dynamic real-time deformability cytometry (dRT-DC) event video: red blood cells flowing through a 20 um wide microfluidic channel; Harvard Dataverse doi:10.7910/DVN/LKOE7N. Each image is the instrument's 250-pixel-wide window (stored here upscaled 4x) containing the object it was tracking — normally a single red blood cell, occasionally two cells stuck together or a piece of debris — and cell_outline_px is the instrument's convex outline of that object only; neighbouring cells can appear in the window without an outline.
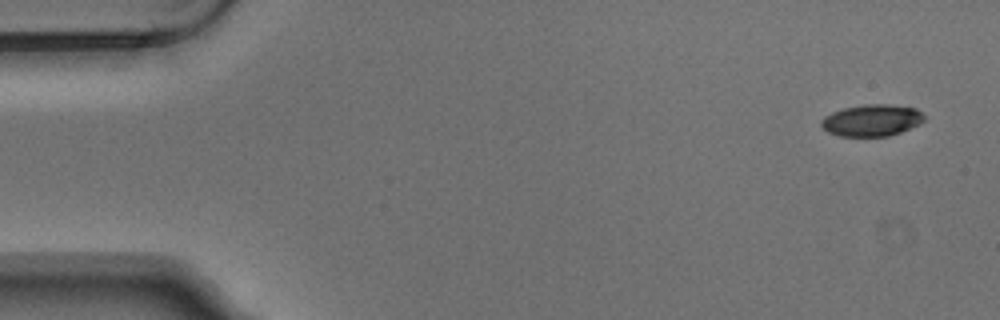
{"species": "Egyptian fruit bat (a non-hibernating species)", "species_latin": "Rousettus aegyptiacus", "temperature_condition": "warm", "stored_images_in_passage": 7, "camera_frame_rate_fps": 3000, "um_per_image_px": 0.085, "animal": {"sex": "male"}, "frame": {"image": 1, "passage_image": 1, "time_ms": 0.0, "image_size_px": [1000, 320], "cell_outline_px": [[924, 120], [920, 124], [900, 132], [888, 136], [840, 136], [828, 132], [820, 124], [820, 120], [824, 116], [832, 112], [844, 108], [864, 104], [892, 104], [916, 108], [924, 116]], "centroid_in_image_um": [74.09, 10.22], "position_along_channel_um": 10.9, "area_um2": 19.07}}
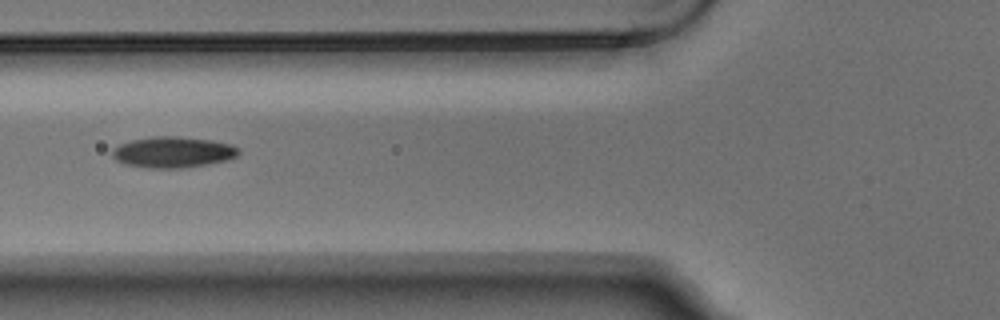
{"frame": {"image": 2, "passage_image": 6, "time_ms": 1.667, "image_size_px": [1000, 320], "cell_outline_px": [[240, 152], [236, 156], [228, 160], [208, 164], [180, 168], [148, 168], [124, 164], [116, 160], [112, 156], [112, 148], [120, 144], [132, 140], [152, 136], [176, 136], [212, 140], [232, 144], [240, 148]], "centroid_in_image_um": [14.71, 12.93], "position_along_channel_um": 111.1, "area_um2": 23.0}}
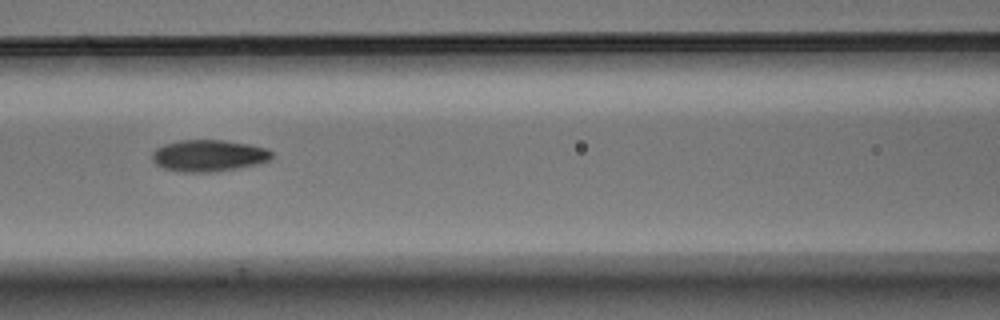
{"frame": {"image": 3, "passage_image": 7, "time_ms": 2.0, "image_size_px": [1000, 320], "cell_outline_px": [[272, 160], [260, 164], [212, 172], [180, 172], [164, 168], [156, 164], [152, 160], [152, 152], [156, 148], [164, 144], [180, 140], [224, 140], [248, 144], [268, 148], [272, 152]], "centroid_in_image_um": [17.76, 13.23], "position_along_channel_um": 148.8, "area_um2": 22.25}}